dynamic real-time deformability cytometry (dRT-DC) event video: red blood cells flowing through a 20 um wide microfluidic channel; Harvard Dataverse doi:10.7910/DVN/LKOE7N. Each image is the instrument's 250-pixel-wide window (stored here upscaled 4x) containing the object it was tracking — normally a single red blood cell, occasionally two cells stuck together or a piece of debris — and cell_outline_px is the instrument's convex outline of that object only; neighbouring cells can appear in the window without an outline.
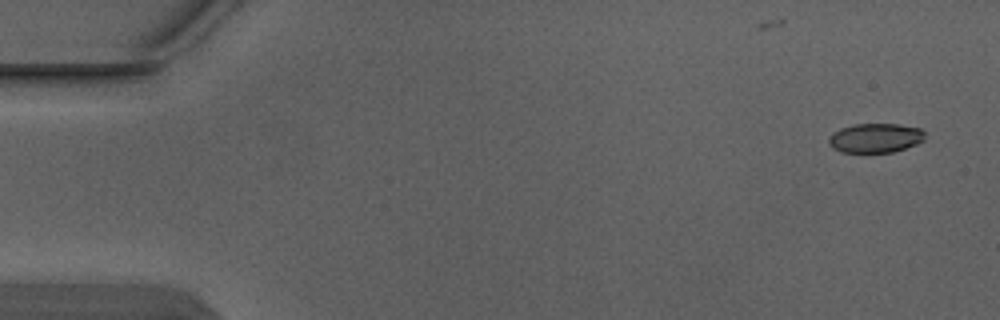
{"species": "Egyptian fruit bat (a non-hibernating species)", "species_latin": "Rousettus aegyptiacus", "temperature_condition": "warm", "stored_images_in_passage": 4, "camera_frame_rate_fps": 3000, "um_per_image_px": 0.085, "animal": {"sex": "male"}, "frame": {"image": 1, "passage_image": 1, "time_ms": 0.0, "image_size_px": [1000, 320], "cell_outline_px": [[924, 140], [916, 144], [892, 152], [840, 152], [832, 148], [828, 144], [828, 140], [832, 132], [840, 128], [852, 124], [900, 124], [920, 128], [924, 132]], "centroid_in_image_um": [74.37, 11.72], "position_along_channel_um": 10.6, "area_um2": 16.53}}
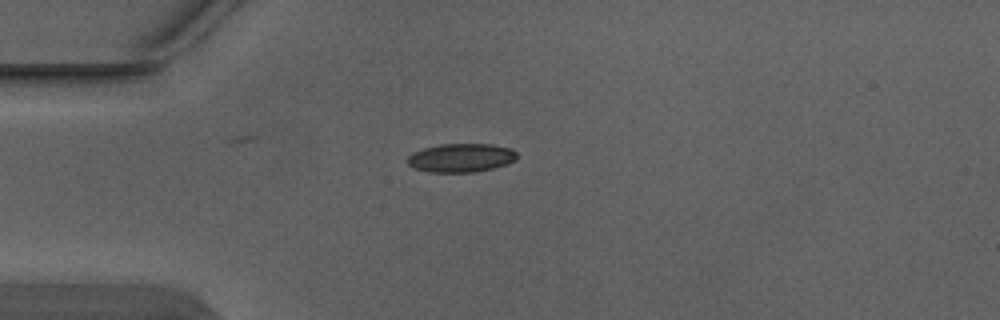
{"frame": {"image": 2, "passage_image": 4, "time_ms": 1.0, "image_size_px": [1000, 320], "cell_outline_px": [[516, 160], [508, 164], [476, 172], [428, 172], [412, 168], [408, 164], [408, 156], [424, 148], [440, 144], [492, 144], [512, 148], [516, 152]], "centroid_in_image_um": [39.21, 13.42], "position_along_channel_um": 45.8, "area_um2": 18.32}}